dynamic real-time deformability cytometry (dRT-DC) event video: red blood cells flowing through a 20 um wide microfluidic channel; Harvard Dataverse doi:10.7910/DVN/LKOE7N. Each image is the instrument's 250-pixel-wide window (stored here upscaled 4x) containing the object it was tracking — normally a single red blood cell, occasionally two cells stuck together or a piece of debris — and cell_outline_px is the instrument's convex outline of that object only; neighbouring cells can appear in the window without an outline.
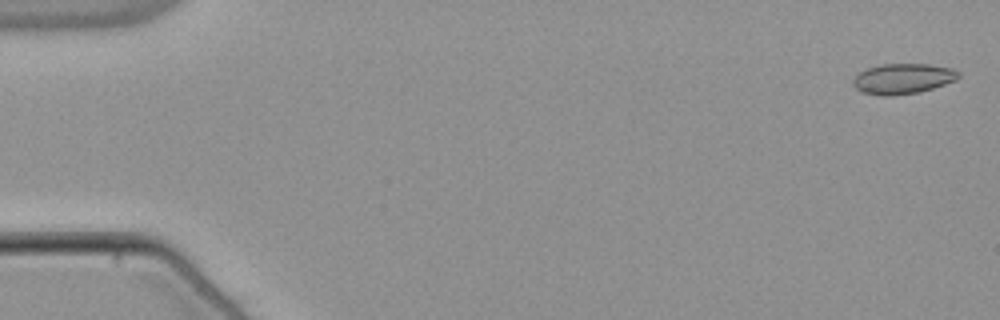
{"species": "common noctule bat (a hibernating species)", "species_latin": "Nyctalus noctula", "temperature_condition": "warm", "stored_images_in_passage": 54, "camera_frame_rate_fps": 3000, "um_per_image_px": 0.085, "animal": {"sex": "male", "body_mass_g": 21.5, "forearm_length_mm": 52.0}, "frame": {"image": 1, "passage_image": 2, "time_ms": 0.333, "image_size_px": [1000, 320], "cell_outline_px": [[960, 76], [956, 80], [920, 92], [892, 96], [880, 96], [860, 92], [852, 84], [852, 80], [860, 72], [868, 68], [880, 64], [928, 64], [952, 68], [960, 72]], "centroid_in_image_um": [76.73, 6.7], "position_along_channel_um": 8.3, "area_um2": 18.79}}
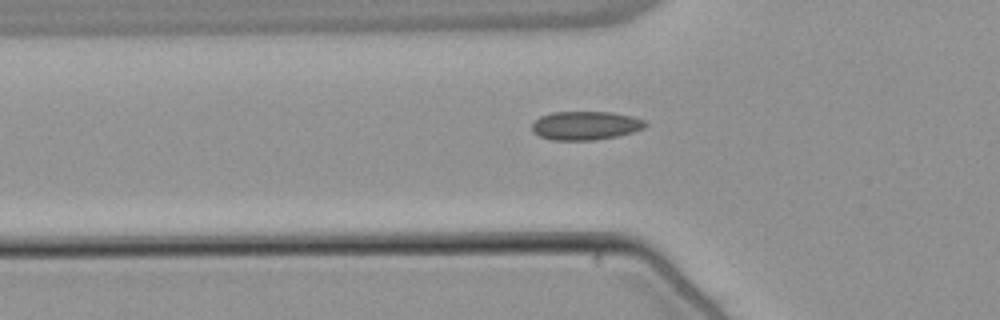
{"frame": {"image": 2, "passage_image": 19, "time_ms": 6.0, "image_size_px": [1000, 320], "cell_outline_px": [[648, 124], [644, 128], [632, 132], [616, 136], [592, 140], [552, 140], [540, 136], [532, 132], [532, 124], [540, 116], [552, 112], [608, 112], [632, 116], [644, 120]], "centroid_in_image_um": [49.75, 10.67], "position_along_channel_um": 76.0, "area_um2": 18.84}}
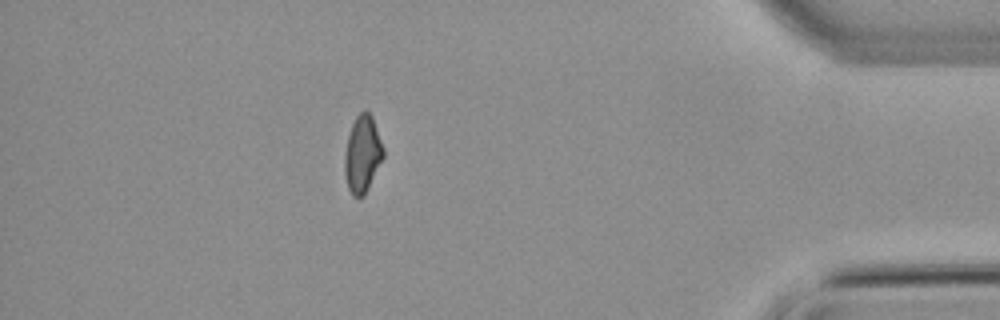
{"frame": {"image": 3, "passage_image": 48, "time_ms": 15.667, "image_size_px": [1000, 320], "cell_outline_px": [[384, 156], [364, 196], [352, 196], [348, 188], [344, 172], [344, 156], [348, 136], [352, 124], [356, 116], [364, 108], [372, 116], [384, 148]], "centroid_in_image_um": [30.8, 13.08], "position_along_channel_um": 404.4, "area_um2": 17.34}, "authors_computed_cell_mechanics": {"area_um2": 18.1203, "velocity_mm_per_s": 3.8629, "shape_relaxation_time_tau1_ms": null, "shape_relaxation_time_tau2_ms": 1.3556, "deformation_change_tau1": null, "deformation_change_tau2": 0.0534}}